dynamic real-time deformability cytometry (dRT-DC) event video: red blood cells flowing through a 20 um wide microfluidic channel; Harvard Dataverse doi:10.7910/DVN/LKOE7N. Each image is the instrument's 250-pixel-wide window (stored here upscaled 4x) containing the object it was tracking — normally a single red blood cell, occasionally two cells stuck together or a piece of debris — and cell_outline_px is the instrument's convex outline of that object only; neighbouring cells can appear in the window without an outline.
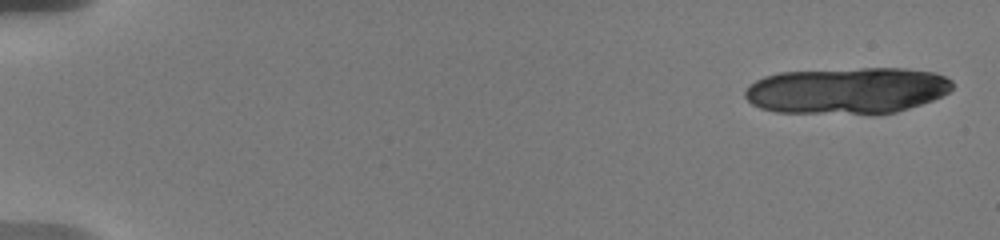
{"species": "human", "species_latin": "Homo sapiens", "temperature_condition": "warm", "stored_images_in_passage": 18, "segment_of_instrument_passage": [1, 2], "camera_frame_rate_fps": 3000, "um_per_image_px": 0.085, "donor": {"sex": "male"}, "frame": {"image": 1, "passage_image": 1, "time_ms": 0.0, "image_size_px": [1000, 240], "cell_outline_px": [[952, 88], [948, 92], [932, 100], [896, 112], [776, 112], [760, 108], [752, 104], [744, 96], [744, 92], [748, 84], [764, 76], [780, 72], [860, 68], [904, 68], [936, 72], [952, 80]], "centroid_in_image_um": [71.98, 7.66], "position_along_channel_um": 13.0, "area_um2": 55.6}}